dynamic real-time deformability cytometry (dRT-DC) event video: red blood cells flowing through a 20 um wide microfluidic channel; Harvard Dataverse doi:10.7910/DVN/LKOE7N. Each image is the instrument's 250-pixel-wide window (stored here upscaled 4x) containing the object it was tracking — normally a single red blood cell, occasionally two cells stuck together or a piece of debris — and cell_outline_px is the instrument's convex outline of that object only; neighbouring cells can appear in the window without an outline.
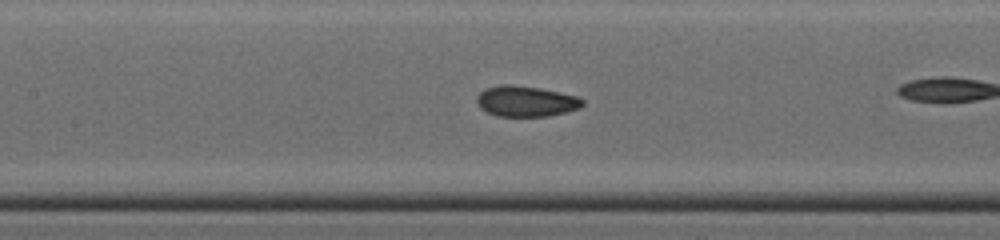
{"species": "common noctule bat (a hibernating species)", "species_latin": "Nyctalus noctula", "temperature_condition": "cold", "stored_images_in_passage": 35, "camera_frame_rate_fps": 3000, "um_per_image_px": 0.085, "animal": {"sex": "male", "body_mass_g": 19.0, "forearm_length_mm": 50.8}, "frame": {"image": 1, "passage_image": 20, "time_ms": 6.333, "image_size_px": [1000, 240], "cell_outline_px": [[584, 104], [580, 108], [548, 116], [496, 116], [480, 108], [476, 100], [476, 96], [480, 92], [488, 88], [500, 84], [508, 84], [540, 88], [560, 92], [576, 96], [584, 100]], "centroid_in_image_um": [44.7, 8.6], "position_along_channel_um": 162.7, "area_um2": 18.84}}